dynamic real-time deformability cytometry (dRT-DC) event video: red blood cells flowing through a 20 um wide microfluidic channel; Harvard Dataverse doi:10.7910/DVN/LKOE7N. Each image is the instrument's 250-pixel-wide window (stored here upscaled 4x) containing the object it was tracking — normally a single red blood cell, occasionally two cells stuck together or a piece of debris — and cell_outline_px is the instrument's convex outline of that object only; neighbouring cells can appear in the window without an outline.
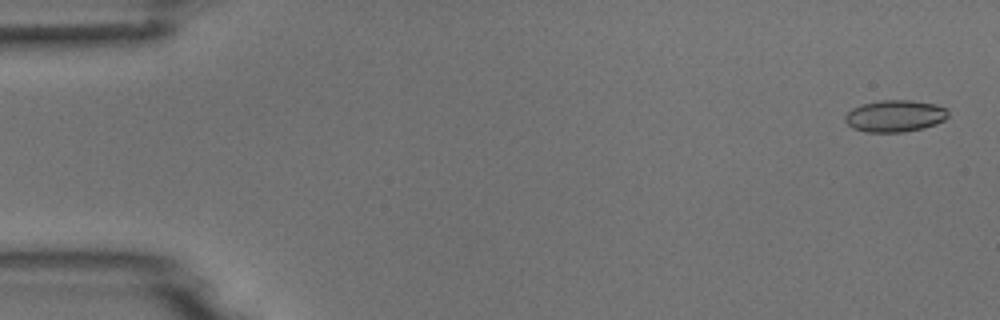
{"species": "common noctule bat (a hibernating species)", "species_latin": "Nyctalus noctula", "temperature_condition": "room temperature", "stored_images_in_passage": 4, "camera_frame_rate_fps": 3000, "um_per_image_px": 0.085, "animal": {"sex": "male", "body_mass_g": 18.8}, "frame": {"image": 1, "passage_image": 1, "time_ms": 0.0, "image_size_px": [1000, 320], "cell_outline_px": [[948, 116], [944, 120], [936, 124], [924, 128], [904, 132], [864, 132], [852, 128], [844, 120], [844, 116], [852, 108], [864, 104], [880, 100], [912, 100], [936, 104], [948, 108]], "centroid_in_image_um": [76.09, 9.86], "position_along_channel_um": 8.9, "area_um2": 19.31}}
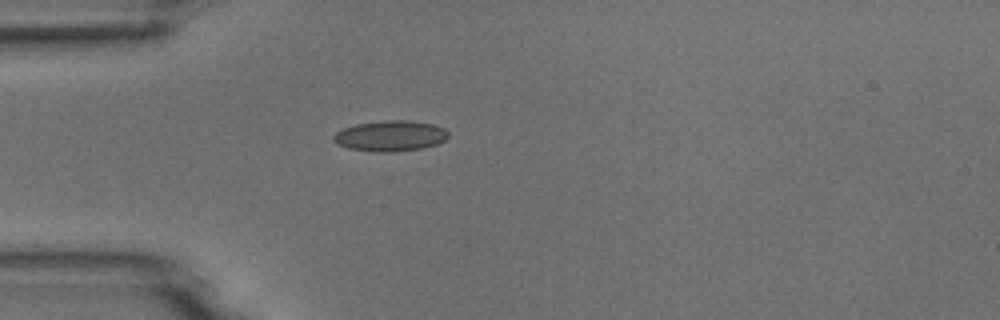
{"frame": {"image": 2, "passage_image": 4, "time_ms": 1.0, "image_size_px": [1000, 320], "cell_outline_px": [[448, 136], [444, 140], [436, 144], [420, 148], [388, 152], [376, 152], [348, 148], [332, 140], [332, 136], [336, 132], [344, 128], [356, 124], [384, 120], [412, 120], [432, 124], [444, 128], [448, 132]], "centroid_in_image_um": [33.17, 11.54], "position_along_channel_um": 51.8, "area_um2": 20.35}}